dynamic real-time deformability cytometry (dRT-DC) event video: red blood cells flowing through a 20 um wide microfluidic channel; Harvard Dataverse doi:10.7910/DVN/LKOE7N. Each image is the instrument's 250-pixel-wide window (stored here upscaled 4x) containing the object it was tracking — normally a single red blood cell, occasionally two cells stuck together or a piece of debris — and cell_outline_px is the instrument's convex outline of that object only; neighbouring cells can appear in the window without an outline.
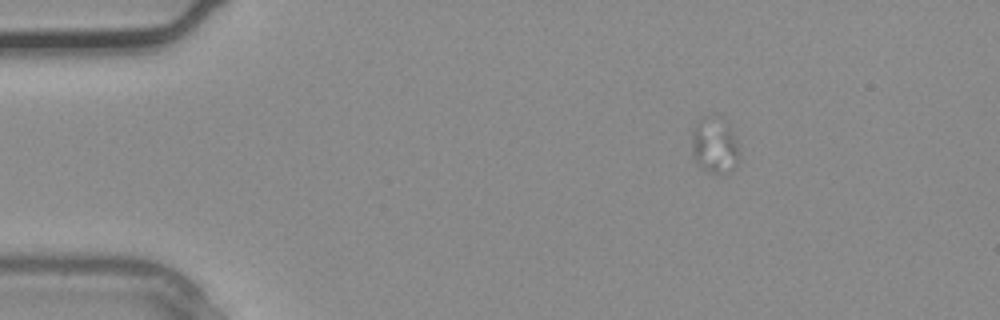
{"species": "common noctule bat (a hibernating species)", "species_latin": "Nyctalus noctula", "temperature_condition": "warm", "stored_images_in_passage": 3, "camera_frame_rate_fps": 3000, "um_per_image_px": 0.085, "animal": {"sex": "male", "body_mass_g": 20.4}, "frame": {"image": 1, "passage_image": 2, "time_ms": 0.333, "image_size_px": [1000, 320], "cell_outline_px": [[740, 156], [736, 164], [728, 172], [712, 172], [704, 168], [692, 156], [692, 128], [704, 116], [712, 112], [724, 116], [736, 140]], "centroid_in_image_um": [60.74, 12.24], "position_along_channel_um": 24.3, "area_um2": 15.66}}